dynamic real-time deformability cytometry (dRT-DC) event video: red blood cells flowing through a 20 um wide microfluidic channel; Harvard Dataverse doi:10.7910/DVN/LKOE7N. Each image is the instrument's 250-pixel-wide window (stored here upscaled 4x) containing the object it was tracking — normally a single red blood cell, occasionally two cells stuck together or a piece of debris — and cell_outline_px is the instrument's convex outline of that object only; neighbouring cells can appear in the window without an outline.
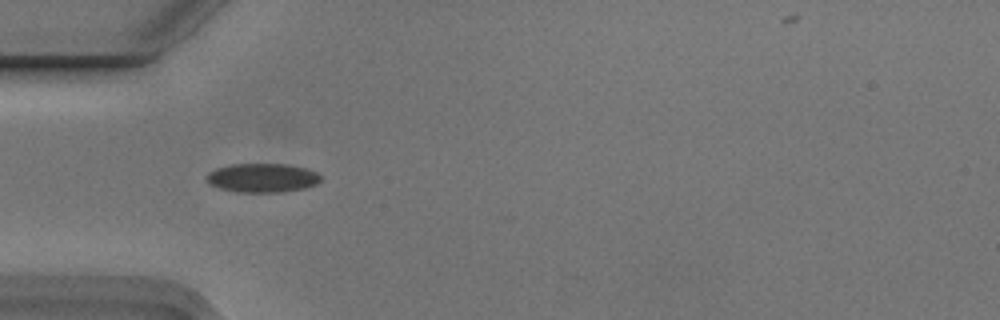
{"species": "Egyptian fruit bat (a non-hibernating species)", "species_latin": "Rousettus aegyptiacus", "temperature_condition": "cold", "stored_images_in_passage": 8, "camera_frame_rate_fps": 3000, "um_per_image_px": 0.085, "animal": {"sex": "male"}, "frame": {"image": 1, "passage_image": 4, "time_ms": 1.0, "image_size_px": [1000, 320], "cell_outline_px": [[320, 180], [316, 184], [304, 188], [284, 192], [236, 192], [220, 188], [208, 184], [204, 176], [208, 172], [216, 168], [232, 164], [288, 164], [304, 168], [316, 172], [320, 176]], "centroid_in_image_um": [22.25, 15.12], "position_along_channel_um": 62.8, "area_um2": 19.36}}
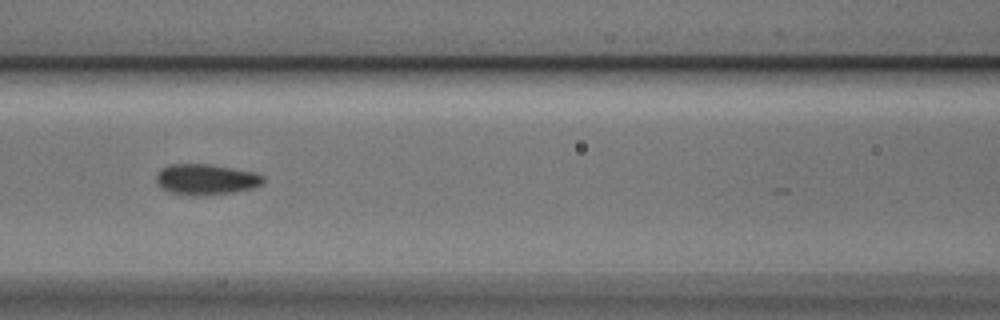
{"frame": {"image": 2, "passage_image": 6, "time_ms": 1.667, "image_size_px": [1000, 320], "cell_outline_px": [[264, 184], [252, 188], [232, 192], [208, 196], [184, 196], [168, 192], [160, 188], [156, 184], [156, 176], [168, 164], [208, 164], [256, 172], [264, 176]], "centroid_in_image_um": [17.5, 15.28], "position_along_channel_um": 149.1, "area_um2": 19.54}}
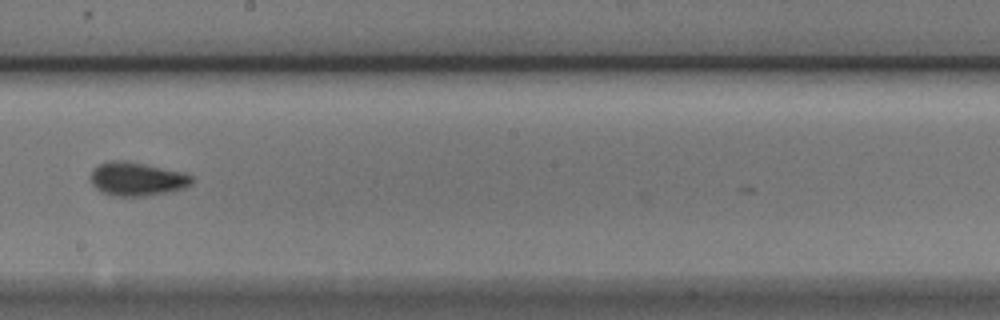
{"frame": {"image": 3, "passage_image": 8, "time_ms": 2.333, "image_size_px": [1000, 320], "cell_outline_px": [[192, 184], [184, 188], [168, 192], [144, 196], [112, 196], [100, 192], [92, 184], [92, 168], [108, 160], [120, 160], [144, 164], [184, 172], [192, 176]], "centroid_in_image_um": [11.63, 15.22], "position_along_channel_um": 236.6, "area_um2": 19.83}}